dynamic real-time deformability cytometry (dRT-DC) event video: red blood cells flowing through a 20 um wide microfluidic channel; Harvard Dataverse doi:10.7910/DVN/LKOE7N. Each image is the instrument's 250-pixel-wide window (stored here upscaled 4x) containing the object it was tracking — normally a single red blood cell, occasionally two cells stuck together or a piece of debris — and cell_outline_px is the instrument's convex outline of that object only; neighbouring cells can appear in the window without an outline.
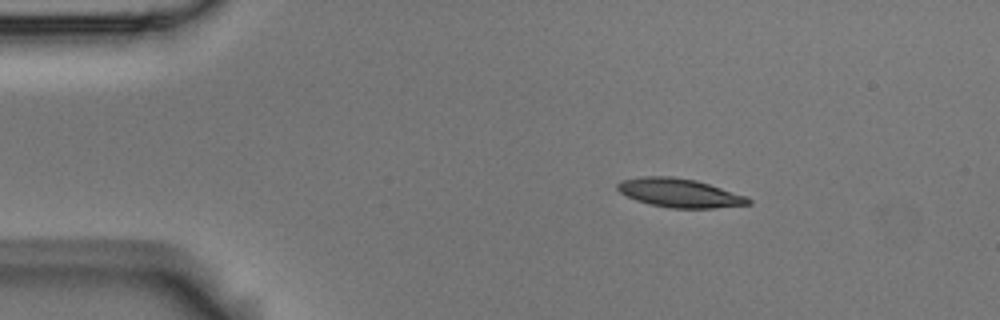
{"species": "Egyptian fruit bat (a non-hibernating species)", "species_latin": "Rousettus aegyptiacus", "temperature_condition": "room temperature", "stored_images_in_passage": 46, "camera_frame_rate_fps": 3000, "um_per_image_px": 0.085, "animal": {"sex": "male"}, "frame": {"image": 1, "passage_image": 1, "time_ms": 0.0, "image_size_px": [1000, 320], "cell_outline_px": [[752, 204], [716, 208], [668, 208], [648, 204], [636, 200], [620, 192], [616, 188], [616, 184], [620, 180], [640, 176], [672, 176], [696, 180], [744, 196], [752, 200]], "centroid_in_image_um": [57.71, 16.4], "position_along_channel_um": 27.3, "area_um2": 21.96}}
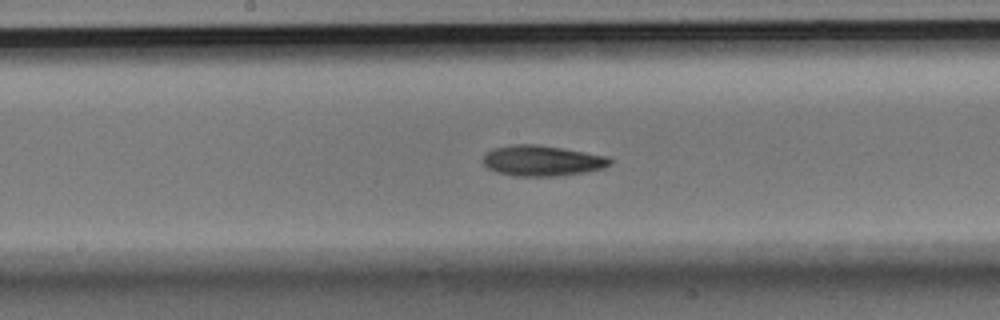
{"frame": {"image": 2, "passage_image": 20, "time_ms": 6.333, "image_size_px": [1000, 320], "cell_outline_px": [[612, 164], [604, 168], [584, 172], [556, 176], [512, 176], [496, 172], [488, 168], [484, 164], [484, 152], [492, 148], [512, 144], [536, 144], [608, 156], [612, 160]], "centroid_in_image_um": [46.05, 13.66], "position_along_channel_um": 202.1, "area_um2": 22.72}}
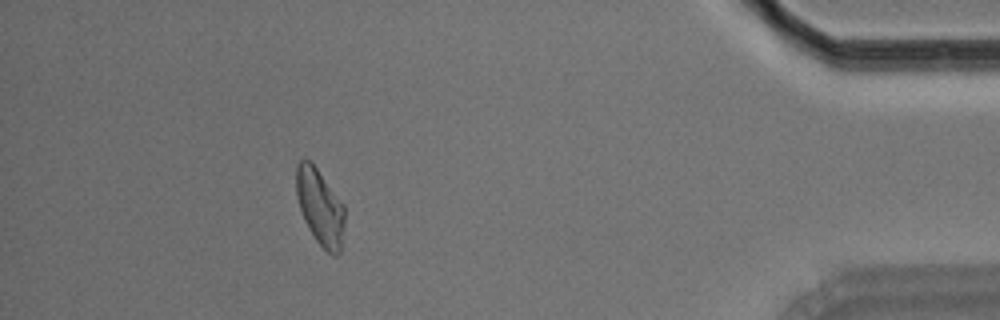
{"frame": {"image": 3, "passage_image": 41, "time_ms": 13.333, "image_size_px": [1000, 320], "cell_outline_px": [[344, 224], [340, 252], [336, 256], [332, 256], [316, 240], [308, 228], [304, 220], [296, 196], [296, 164], [300, 160], [312, 160], [344, 204]], "centroid_in_image_um": [27.2, 17.56], "position_along_channel_um": 408.0, "area_um2": 21.68}, "authors_computed_cell_mechanics": {"area_um2": 22.0796, "velocity_mm_per_s": 3.6936, "shape_relaxation_time_tau1_ms": 4.2242, "shape_relaxation_time_tau2_ms": 10.1533, "deformation_change_tau1": 0.1524, "deformation_change_tau2": 0.2129}}